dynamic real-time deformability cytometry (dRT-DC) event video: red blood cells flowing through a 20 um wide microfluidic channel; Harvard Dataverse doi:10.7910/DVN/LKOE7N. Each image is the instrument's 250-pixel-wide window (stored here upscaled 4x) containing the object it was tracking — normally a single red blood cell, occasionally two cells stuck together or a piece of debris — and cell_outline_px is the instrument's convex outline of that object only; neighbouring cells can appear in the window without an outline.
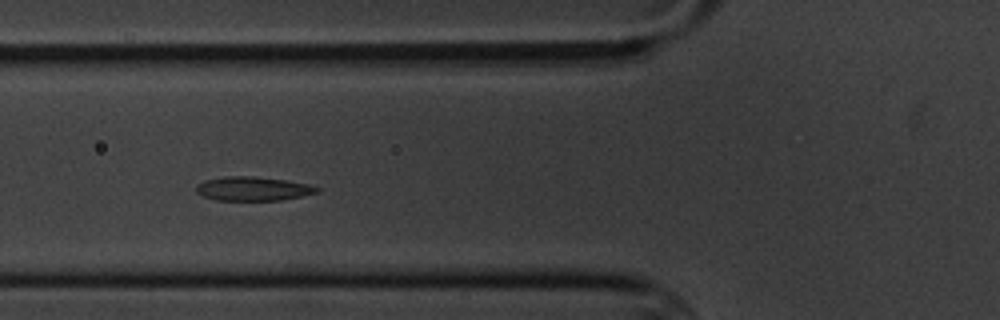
{"species": "common noctule bat (a hibernating species)", "species_latin": "Nyctalus noctula", "temperature_condition": "cold", "stored_images_in_passage": 4, "camera_frame_rate_fps": 3000, "um_per_image_px": 0.085, "animal": {"sex": "male", "body_mass_g": 20.1, "forearm_length_mm": 53.5}, "frame": {"image": 1, "passage_image": 3, "time_ms": 2.333, "image_size_px": [1000, 320], "cell_outline_px": [[320, 192], [284, 200], [216, 200], [204, 196], [196, 192], [196, 184], [204, 180], [224, 176], [252, 176], [284, 180], [308, 184], [320, 188]], "centroid_in_image_um": [21.5, 16.04], "position_along_channel_um": 104.3, "area_um2": 16.94}}
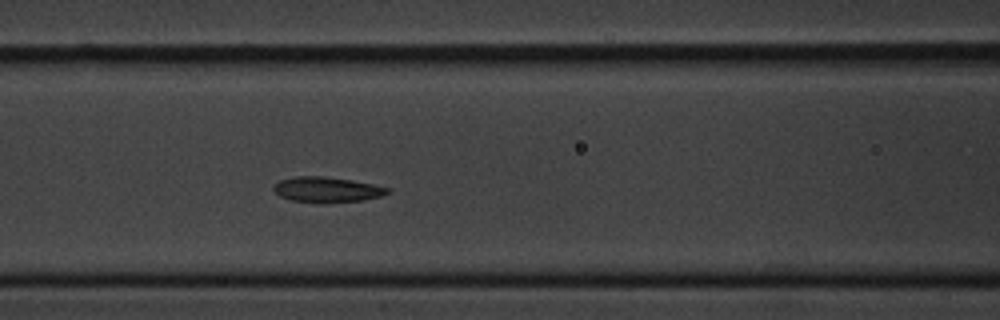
{"frame": {"image": 2, "passage_image": 4, "time_ms": 3.333, "image_size_px": [1000, 320], "cell_outline_px": [[392, 192], [380, 196], [360, 200], [324, 204], [320, 204], [292, 200], [280, 196], [272, 188], [280, 180], [292, 176], [324, 176], [352, 180], [392, 188]], "centroid_in_image_um": [27.8, 16.12], "position_along_channel_um": 138.8, "area_um2": 17.05}}